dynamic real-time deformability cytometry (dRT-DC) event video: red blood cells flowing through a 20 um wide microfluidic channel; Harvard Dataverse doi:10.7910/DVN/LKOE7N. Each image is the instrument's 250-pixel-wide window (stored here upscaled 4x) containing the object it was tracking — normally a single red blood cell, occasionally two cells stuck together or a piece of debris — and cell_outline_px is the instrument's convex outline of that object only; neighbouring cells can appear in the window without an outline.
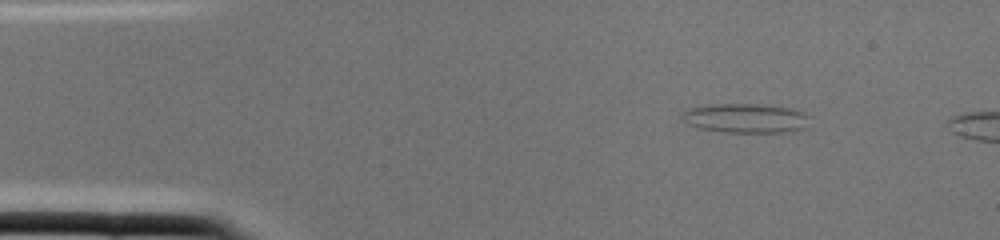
{"species": "common noctule bat (a hibernating species)", "species_latin": "Nyctalus noctula", "temperature_condition": "cold", "stored_images_in_passage": 2, "camera_frame_rate_fps": 3000, "um_per_image_px": 0.085, "animal": {"sex": "female", "body_mass_g": 22.0, "forearm_length_mm": 56.7}, "frame": {"image": 1, "passage_image": 1, "time_ms": 0.0, "image_size_px": [1000, 240], "cell_outline_px": [[808, 116], [804, 128], [788, 132], [724, 132], [696, 128], [680, 120], [680, 116], [688, 108], [708, 104], [760, 104], [788, 108], [804, 112]], "centroid_in_image_um": [63.29, 10.05], "position_along_channel_um": 21.7, "area_um2": 21.91}}